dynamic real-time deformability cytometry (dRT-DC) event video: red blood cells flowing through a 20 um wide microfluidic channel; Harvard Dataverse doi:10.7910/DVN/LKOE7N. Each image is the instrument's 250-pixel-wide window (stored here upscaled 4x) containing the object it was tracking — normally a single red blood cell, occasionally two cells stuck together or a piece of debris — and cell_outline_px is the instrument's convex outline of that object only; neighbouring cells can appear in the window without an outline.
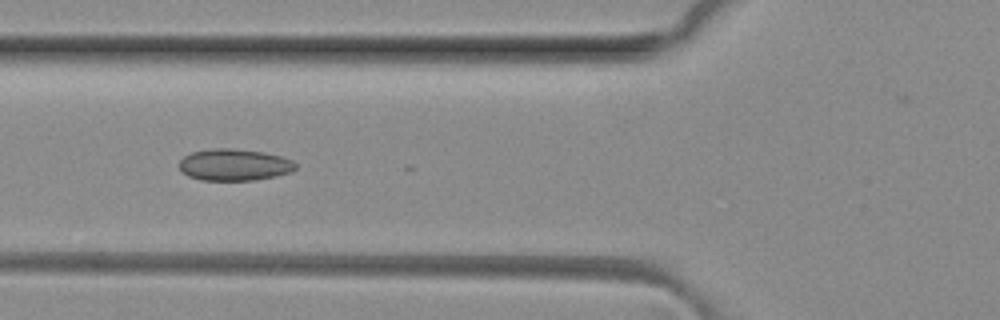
{"species": "common noctule bat (a hibernating species)", "species_latin": "Nyctalus noctula", "temperature_condition": "room temperature", "stored_images_in_passage": 7, "camera_frame_rate_fps": 3000, "um_per_image_px": 0.085, "animal": {"sex": "female", "body_mass_g": 29.2, "forearm_length_mm": 56.3}, "frame": {"image": 1, "passage_image": 5, "time_ms": 1.333, "image_size_px": [1000, 320], "cell_outline_px": [[296, 168], [292, 172], [276, 176], [252, 180], [200, 180], [188, 176], [180, 172], [180, 160], [184, 156], [192, 152], [212, 148], [232, 148], [264, 152], [280, 156], [292, 160], [296, 164]], "centroid_in_image_um": [19.9, 14.0], "position_along_channel_um": 105.9, "area_um2": 21.62}}